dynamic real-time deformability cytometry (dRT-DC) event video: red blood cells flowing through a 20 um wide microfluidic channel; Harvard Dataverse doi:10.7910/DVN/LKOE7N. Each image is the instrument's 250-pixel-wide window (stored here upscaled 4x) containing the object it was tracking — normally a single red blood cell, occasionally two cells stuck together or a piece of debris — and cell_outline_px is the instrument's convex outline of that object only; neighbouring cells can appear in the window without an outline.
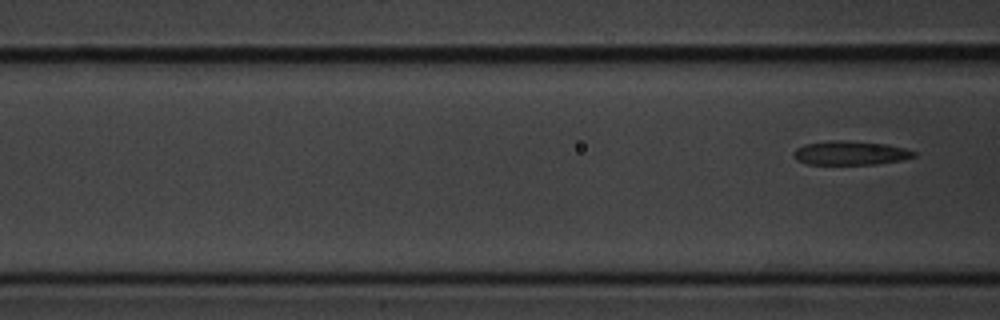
{"species": "common noctule bat (a hibernating species)", "species_latin": "Nyctalus noctula", "temperature_condition": "cold", "stored_images_in_passage": 3, "segment_of_instrument_passage": [2, 2], "camera_frame_rate_fps": 3000, "um_per_image_px": 0.085, "animal": {"sex": "male", "body_mass_g": 20.1, "forearm_length_mm": 53.5}, "frame": {"image": 1, "passage_image": 3, "time_ms": 0.667, "image_size_px": [1000, 320], "cell_outline_px": [[916, 156], [904, 160], [876, 164], [808, 164], [796, 160], [792, 156], [792, 152], [796, 148], [804, 144], [828, 140], [840, 140], [888, 144], [904, 148], [916, 152]], "centroid_in_image_um": [72.26, 13.0], "position_along_channel_um": 94.3, "area_um2": 16.99}}